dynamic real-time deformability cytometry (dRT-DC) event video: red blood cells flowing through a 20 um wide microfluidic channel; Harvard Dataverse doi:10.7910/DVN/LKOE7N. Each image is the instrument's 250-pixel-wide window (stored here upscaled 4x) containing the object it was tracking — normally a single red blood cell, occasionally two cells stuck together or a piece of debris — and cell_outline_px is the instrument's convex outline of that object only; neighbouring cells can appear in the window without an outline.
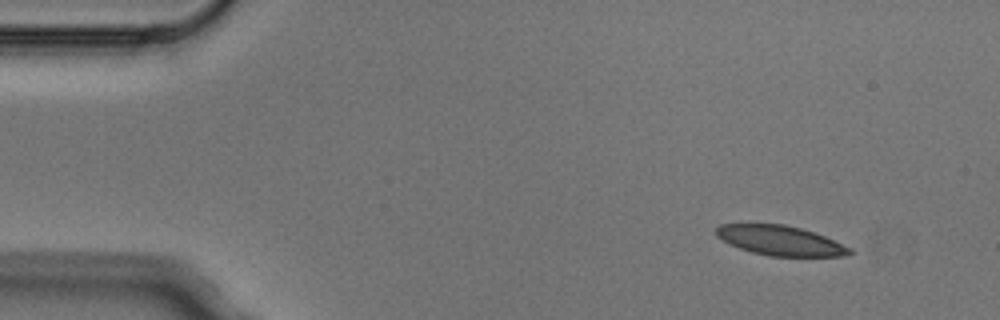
{"species": "Egyptian fruit bat (a non-hibernating species)", "species_latin": "Rousettus aegyptiacus", "temperature_condition": "cold", "stored_images_in_passage": 4, "segment_of_instrument_passage": [1, 2], "camera_frame_rate_fps": 3000, "um_per_image_px": 0.085, "animal": {"sex": "male"}, "frame": {"image": 1, "passage_image": 1, "time_ms": 0.0, "image_size_px": [1000, 320], "cell_outline_px": [[852, 252], [840, 256], [768, 256], [752, 252], [740, 248], [716, 236], [716, 228], [720, 224], [784, 224], [800, 228], [824, 236], [852, 248]], "centroid_in_image_um": [66.31, 20.44], "position_along_channel_um": 18.7, "area_um2": 22.77}}
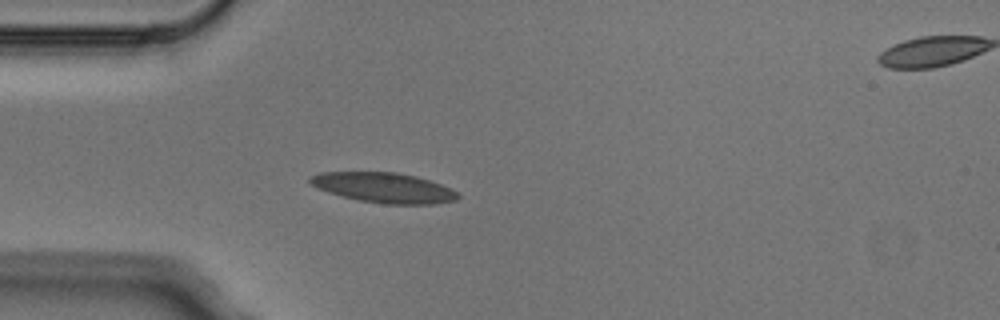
{"frame": {"image": 2, "passage_image": 3, "time_ms": 0.667, "image_size_px": [1000, 320], "cell_outline_px": [[460, 196], [456, 200], [432, 204], [384, 204], [360, 200], [328, 192], [316, 188], [308, 180], [308, 176], [320, 172], [396, 172], [416, 176], [452, 188]], "centroid_in_image_um": [32.61, 15.94], "position_along_channel_um": 52.4, "area_um2": 25.84}}